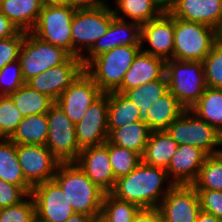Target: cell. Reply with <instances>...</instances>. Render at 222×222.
<instances>
[{
  "instance_id": "obj_36",
  "label": "cell",
  "mask_w": 222,
  "mask_h": 222,
  "mask_svg": "<svg viewBox=\"0 0 222 222\" xmlns=\"http://www.w3.org/2000/svg\"><path fill=\"white\" fill-rule=\"evenodd\" d=\"M195 189L222 191V165L209 155L201 166L198 176L191 184Z\"/></svg>"
},
{
  "instance_id": "obj_34",
  "label": "cell",
  "mask_w": 222,
  "mask_h": 222,
  "mask_svg": "<svg viewBox=\"0 0 222 222\" xmlns=\"http://www.w3.org/2000/svg\"><path fill=\"white\" fill-rule=\"evenodd\" d=\"M139 209L137 204L117 199L110 193H105L99 222H133Z\"/></svg>"
},
{
  "instance_id": "obj_28",
  "label": "cell",
  "mask_w": 222,
  "mask_h": 222,
  "mask_svg": "<svg viewBox=\"0 0 222 222\" xmlns=\"http://www.w3.org/2000/svg\"><path fill=\"white\" fill-rule=\"evenodd\" d=\"M49 132L47 114L25 116L9 138L16 145H46Z\"/></svg>"
},
{
  "instance_id": "obj_5",
  "label": "cell",
  "mask_w": 222,
  "mask_h": 222,
  "mask_svg": "<svg viewBox=\"0 0 222 222\" xmlns=\"http://www.w3.org/2000/svg\"><path fill=\"white\" fill-rule=\"evenodd\" d=\"M165 76L169 92L186 110L192 108L207 88L203 62L167 60Z\"/></svg>"
},
{
  "instance_id": "obj_39",
  "label": "cell",
  "mask_w": 222,
  "mask_h": 222,
  "mask_svg": "<svg viewBox=\"0 0 222 222\" xmlns=\"http://www.w3.org/2000/svg\"><path fill=\"white\" fill-rule=\"evenodd\" d=\"M35 219L36 205L31 194L19 204L0 209V222H33Z\"/></svg>"
},
{
  "instance_id": "obj_35",
  "label": "cell",
  "mask_w": 222,
  "mask_h": 222,
  "mask_svg": "<svg viewBox=\"0 0 222 222\" xmlns=\"http://www.w3.org/2000/svg\"><path fill=\"white\" fill-rule=\"evenodd\" d=\"M109 156L115 179L128 175L141 162V156L135 151L116 146L110 142Z\"/></svg>"
},
{
  "instance_id": "obj_26",
  "label": "cell",
  "mask_w": 222,
  "mask_h": 222,
  "mask_svg": "<svg viewBox=\"0 0 222 222\" xmlns=\"http://www.w3.org/2000/svg\"><path fill=\"white\" fill-rule=\"evenodd\" d=\"M0 179L20 186L28 195L32 192L18 162L17 145L10 139L0 138Z\"/></svg>"
},
{
  "instance_id": "obj_44",
  "label": "cell",
  "mask_w": 222,
  "mask_h": 222,
  "mask_svg": "<svg viewBox=\"0 0 222 222\" xmlns=\"http://www.w3.org/2000/svg\"><path fill=\"white\" fill-rule=\"evenodd\" d=\"M133 222H162L161 213L158 208H140Z\"/></svg>"
},
{
  "instance_id": "obj_42",
  "label": "cell",
  "mask_w": 222,
  "mask_h": 222,
  "mask_svg": "<svg viewBox=\"0 0 222 222\" xmlns=\"http://www.w3.org/2000/svg\"><path fill=\"white\" fill-rule=\"evenodd\" d=\"M202 211L222 220V191L196 189Z\"/></svg>"
},
{
  "instance_id": "obj_3",
  "label": "cell",
  "mask_w": 222,
  "mask_h": 222,
  "mask_svg": "<svg viewBox=\"0 0 222 222\" xmlns=\"http://www.w3.org/2000/svg\"><path fill=\"white\" fill-rule=\"evenodd\" d=\"M141 46H118L91 59L84 71L103 93L115 91L133 63Z\"/></svg>"
},
{
  "instance_id": "obj_17",
  "label": "cell",
  "mask_w": 222,
  "mask_h": 222,
  "mask_svg": "<svg viewBox=\"0 0 222 222\" xmlns=\"http://www.w3.org/2000/svg\"><path fill=\"white\" fill-rule=\"evenodd\" d=\"M141 50L165 61L173 59L174 17L170 13L141 25Z\"/></svg>"
},
{
  "instance_id": "obj_23",
  "label": "cell",
  "mask_w": 222,
  "mask_h": 222,
  "mask_svg": "<svg viewBox=\"0 0 222 222\" xmlns=\"http://www.w3.org/2000/svg\"><path fill=\"white\" fill-rule=\"evenodd\" d=\"M42 8V0H0V12L24 32H31Z\"/></svg>"
},
{
  "instance_id": "obj_9",
  "label": "cell",
  "mask_w": 222,
  "mask_h": 222,
  "mask_svg": "<svg viewBox=\"0 0 222 222\" xmlns=\"http://www.w3.org/2000/svg\"><path fill=\"white\" fill-rule=\"evenodd\" d=\"M75 11L70 6H43L31 33L73 56L71 24Z\"/></svg>"
},
{
  "instance_id": "obj_50",
  "label": "cell",
  "mask_w": 222,
  "mask_h": 222,
  "mask_svg": "<svg viewBox=\"0 0 222 222\" xmlns=\"http://www.w3.org/2000/svg\"><path fill=\"white\" fill-rule=\"evenodd\" d=\"M43 6H70V0H42Z\"/></svg>"
},
{
  "instance_id": "obj_37",
  "label": "cell",
  "mask_w": 222,
  "mask_h": 222,
  "mask_svg": "<svg viewBox=\"0 0 222 222\" xmlns=\"http://www.w3.org/2000/svg\"><path fill=\"white\" fill-rule=\"evenodd\" d=\"M23 118L11 97L0 95V138L9 139Z\"/></svg>"
},
{
  "instance_id": "obj_2",
  "label": "cell",
  "mask_w": 222,
  "mask_h": 222,
  "mask_svg": "<svg viewBox=\"0 0 222 222\" xmlns=\"http://www.w3.org/2000/svg\"><path fill=\"white\" fill-rule=\"evenodd\" d=\"M53 180L60 186L75 213L100 217L105 191L75 162L60 163Z\"/></svg>"
},
{
  "instance_id": "obj_25",
  "label": "cell",
  "mask_w": 222,
  "mask_h": 222,
  "mask_svg": "<svg viewBox=\"0 0 222 222\" xmlns=\"http://www.w3.org/2000/svg\"><path fill=\"white\" fill-rule=\"evenodd\" d=\"M185 110L178 100L168 91L151 105L148 109L147 117L143 121L151 131H163Z\"/></svg>"
},
{
  "instance_id": "obj_10",
  "label": "cell",
  "mask_w": 222,
  "mask_h": 222,
  "mask_svg": "<svg viewBox=\"0 0 222 222\" xmlns=\"http://www.w3.org/2000/svg\"><path fill=\"white\" fill-rule=\"evenodd\" d=\"M46 114L49 124L46 147L61 163L75 162L81 151L75 124L56 102Z\"/></svg>"
},
{
  "instance_id": "obj_49",
  "label": "cell",
  "mask_w": 222,
  "mask_h": 222,
  "mask_svg": "<svg viewBox=\"0 0 222 222\" xmlns=\"http://www.w3.org/2000/svg\"><path fill=\"white\" fill-rule=\"evenodd\" d=\"M196 222H222V220L216 218L214 215L200 211V213L197 216Z\"/></svg>"
},
{
  "instance_id": "obj_4",
  "label": "cell",
  "mask_w": 222,
  "mask_h": 222,
  "mask_svg": "<svg viewBox=\"0 0 222 222\" xmlns=\"http://www.w3.org/2000/svg\"><path fill=\"white\" fill-rule=\"evenodd\" d=\"M219 40V32L205 24L174 17L173 59L202 62Z\"/></svg>"
},
{
  "instance_id": "obj_30",
  "label": "cell",
  "mask_w": 222,
  "mask_h": 222,
  "mask_svg": "<svg viewBox=\"0 0 222 222\" xmlns=\"http://www.w3.org/2000/svg\"><path fill=\"white\" fill-rule=\"evenodd\" d=\"M114 16L143 25L158 18L162 12L151 0H113Z\"/></svg>"
},
{
  "instance_id": "obj_32",
  "label": "cell",
  "mask_w": 222,
  "mask_h": 222,
  "mask_svg": "<svg viewBox=\"0 0 222 222\" xmlns=\"http://www.w3.org/2000/svg\"><path fill=\"white\" fill-rule=\"evenodd\" d=\"M190 111L222 135V89L207 87Z\"/></svg>"
},
{
  "instance_id": "obj_40",
  "label": "cell",
  "mask_w": 222,
  "mask_h": 222,
  "mask_svg": "<svg viewBox=\"0 0 222 222\" xmlns=\"http://www.w3.org/2000/svg\"><path fill=\"white\" fill-rule=\"evenodd\" d=\"M25 84L19 60L8 63L0 70V95L9 96Z\"/></svg>"
},
{
  "instance_id": "obj_38",
  "label": "cell",
  "mask_w": 222,
  "mask_h": 222,
  "mask_svg": "<svg viewBox=\"0 0 222 222\" xmlns=\"http://www.w3.org/2000/svg\"><path fill=\"white\" fill-rule=\"evenodd\" d=\"M202 62L207 87L222 89V40L212 46Z\"/></svg>"
},
{
  "instance_id": "obj_18",
  "label": "cell",
  "mask_w": 222,
  "mask_h": 222,
  "mask_svg": "<svg viewBox=\"0 0 222 222\" xmlns=\"http://www.w3.org/2000/svg\"><path fill=\"white\" fill-rule=\"evenodd\" d=\"M75 163L106 193L113 189L116 179L110 164L109 141L81 149Z\"/></svg>"
},
{
  "instance_id": "obj_16",
  "label": "cell",
  "mask_w": 222,
  "mask_h": 222,
  "mask_svg": "<svg viewBox=\"0 0 222 222\" xmlns=\"http://www.w3.org/2000/svg\"><path fill=\"white\" fill-rule=\"evenodd\" d=\"M83 70L81 58L71 56L65 63L28 80L26 85L56 101Z\"/></svg>"
},
{
  "instance_id": "obj_1",
  "label": "cell",
  "mask_w": 222,
  "mask_h": 222,
  "mask_svg": "<svg viewBox=\"0 0 222 222\" xmlns=\"http://www.w3.org/2000/svg\"><path fill=\"white\" fill-rule=\"evenodd\" d=\"M173 186L166 169L141 161L128 175L116 179L109 193L117 199L137 204L140 208H158Z\"/></svg>"
},
{
  "instance_id": "obj_43",
  "label": "cell",
  "mask_w": 222,
  "mask_h": 222,
  "mask_svg": "<svg viewBox=\"0 0 222 222\" xmlns=\"http://www.w3.org/2000/svg\"><path fill=\"white\" fill-rule=\"evenodd\" d=\"M28 194L20 187L0 179V209L19 204Z\"/></svg>"
},
{
  "instance_id": "obj_12",
  "label": "cell",
  "mask_w": 222,
  "mask_h": 222,
  "mask_svg": "<svg viewBox=\"0 0 222 222\" xmlns=\"http://www.w3.org/2000/svg\"><path fill=\"white\" fill-rule=\"evenodd\" d=\"M36 218L41 222H65L75 213L60 186L52 179L32 188Z\"/></svg>"
},
{
  "instance_id": "obj_27",
  "label": "cell",
  "mask_w": 222,
  "mask_h": 222,
  "mask_svg": "<svg viewBox=\"0 0 222 222\" xmlns=\"http://www.w3.org/2000/svg\"><path fill=\"white\" fill-rule=\"evenodd\" d=\"M139 109L123 93L108 92V131L141 121Z\"/></svg>"
},
{
  "instance_id": "obj_33",
  "label": "cell",
  "mask_w": 222,
  "mask_h": 222,
  "mask_svg": "<svg viewBox=\"0 0 222 222\" xmlns=\"http://www.w3.org/2000/svg\"><path fill=\"white\" fill-rule=\"evenodd\" d=\"M22 116L46 114L55 103L49 96L23 85L9 95Z\"/></svg>"
},
{
  "instance_id": "obj_21",
  "label": "cell",
  "mask_w": 222,
  "mask_h": 222,
  "mask_svg": "<svg viewBox=\"0 0 222 222\" xmlns=\"http://www.w3.org/2000/svg\"><path fill=\"white\" fill-rule=\"evenodd\" d=\"M170 14L186 21L222 28V0H178Z\"/></svg>"
},
{
  "instance_id": "obj_14",
  "label": "cell",
  "mask_w": 222,
  "mask_h": 222,
  "mask_svg": "<svg viewBox=\"0 0 222 222\" xmlns=\"http://www.w3.org/2000/svg\"><path fill=\"white\" fill-rule=\"evenodd\" d=\"M102 94L94 80L83 70L55 102L76 124Z\"/></svg>"
},
{
  "instance_id": "obj_20",
  "label": "cell",
  "mask_w": 222,
  "mask_h": 222,
  "mask_svg": "<svg viewBox=\"0 0 222 222\" xmlns=\"http://www.w3.org/2000/svg\"><path fill=\"white\" fill-rule=\"evenodd\" d=\"M209 155L193 145H178L166 168L169 179L174 185H191Z\"/></svg>"
},
{
  "instance_id": "obj_15",
  "label": "cell",
  "mask_w": 222,
  "mask_h": 222,
  "mask_svg": "<svg viewBox=\"0 0 222 222\" xmlns=\"http://www.w3.org/2000/svg\"><path fill=\"white\" fill-rule=\"evenodd\" d=\"M162 222H196L201 211L196 189L192 185H174L158 207Z\"/></svg>"
},
{
  "instance_id": "obj_13",
  "label": "cell",
  "mask_w": 222,
  "mask_h": 222,
  "mask_svg": "<svg viewBox=\"0 0 222 222\" xmlns=\"http://www.w3.org/2000/svg\"><path fill=\"white\" fill-rule=\"evenodd\" d=\"M75 130L81 149L108 141V93H103L91 104L86 114L75 124Z\"/></svg>"
},
{
  "instance_id": "obj_29",
  "label": "cell",
  "mask_w": 222,
  "mask_h": 222,
  "mask_svg": "<svg viewBox=\"0 0 222 222\" xmlns=\"http://www.w3.org/2000/svg\"><path fill=\"white\" fill-rule=\"evenodd\" d=\"M151 130L143 121H136L119 129H114L108 141L116 146L130 149L143 155Z\"/></svg>"
},
{
  "instance_id": "obj_24",
  "label": "cell",
  "mask_w": 222,
  "mask_h": 222,
  "mask_svg": "<svg viewBox=\"0 0 222 222\" xmlns=\"http://www.w3.org/2000/svg\"><path fill=\"white\" fill-rule=\"evenodd\" d=\"M178 144L163 131H151L141 161L150 166L166 169Z\"/></svg>"
},
{
  "instance_id": "obj_48",
  "label": "cell",
  "mask_w": 222,
  "mask_h": 222,
  "mask_svg": "<svg viewBox=\"0 0 222 222\" xmlns=\"http://www.w3.org/2000/svg\"><path fill=\"white\" fill-rule=\"evenodd\" d=\"M65 222H99V217L74 213Z\"/></svg>"
},
{
  "instance_id": "obj_47",
  "label": "cell",
  "mask_w": 222,
  "mask_h": 222,
  "mask_svg": "<svg viewBox=\"0 0 222 222\" xmlns=\"http://www.w3.org/2000/svg\"><path fill=\"white\" fill-rule=\"evenodd\" d=\"M162 13H170L178 0H151Z\"/></svg>"
},
{
  "instance_id": "obj_31",
  "label": "cell",
  "mask_w": 222,
  "mask_h": 222,
  "mask_svg": "<svg viewBox=\"0 0 222 222\" xmlns=\"http://www.w3.org/2000/svg\"><path fill=\"white\" fill-rule=\"evenodd\" d=\"M168 91L167 78L164 76L161 79L128 89L123 94L139 109V116L144 120L151 105Z\"/></svg>"
},
{
  "instance_id": "obj_52",
  "label": "cell",
  "mask_w": 222,
  "mask_h": 222,
  "mask_svg": "<svg viewBox=\"0 0 222 222\" xmlns=\"http://www.w3.org/2000/svg\"><path fill=\"white\" fill-rule=\"evenodd\" d=\"M219 39L222 40V28L219 31Z\"/></svg>"
},
{
  "instance_id": "obj_11",
  "label": "cell",
  "mask_w": 222,
  "mask_h": 222,
  "mask_svg": "<svg viewBox=\"0 0 222 222\" xmlns=\"http://www.w3.org/2000/svg\"><path fill=\"white\" fill-rule=\"evenodd\" d=\"M17 157L24 178L32 188L52 180L61 163L46 145H17Z\"/></svg>"
},
{
  "instance_id": "obj_7",
  "label": "cell",
  "mask_w": 222,
  "mask_h": 222,
  "mask_svg": "<svg viewBox=\"0 0 222 222\" xmlns=\"http://www.w3.org/2000/svg\"><path fill=\"white\" fill-rule=\"evenodd\" d=\"M70 57L63 48L45 42L31 32H25L18 60L27 82L50 68L65 63Z\"/></svg>"
},
{
  "instance_id": "obj_19",
  "label": "cell",
  "mask_w": 222,
  "mask_h": 222,
  "mask_svg": "<svg viewBox=\"0 0 222 222\" xmlns=\"http://www.w3.org/2000/svg\"><path fill=\"white\" fill-rule=\"evenodd\" d=\"M141 46V25L114 17L108 31L81 58L83 66L99 54L118 46Z\"/></svg>"
},
{
  "instance_id": "obj_41",
  "label": "cell",
  "mask_w": 222,
  "mask_h": 222,
  "mask_svg": "<svg viewBox=\"0 0 222 222\" xmlns=\"http://www.w3.org/2000/svg\"><path fill=\"white\" fill-rule=\"evenodd\" d=\"M25 38V32L0 40V70L8 63L19 58V51Z\"/></svg>"
},
{
  "instance_id": "obj_8",
  "label": "cell",
  "mask_w": 222,
  "mask_h": 222,
  "mask_svg": "<svg viewBox=\"0 0 222 222\" xmlns=\"http://www.w3.org/2000/svg\"><path fill=\"white\" fill-rule=\"evenodd\" d=\"M166 132L178 145H193L208 155H213L222 143V135L190 110H185Z\"/></svg>"
},
{
  "instance_id": "obj_45",
  "label": "cell",
  "mask_w": 222,
  "mask_h": 222,
  "mask_svg": "<svg viewBox=\"0 0 222 222\" xmlns=\"http://www.w3.org/2000/svg\"><path fill=\"white\" fill-rule=\"evenodd\" d=\"M20 30L3 13L0 12V40L15 36Z\"/></svg>"
},
{
  "instance_id": "obj_51",
  "label": "cell",
  "mask_w": 222,
  "mask_h": 222,
  "mask_svg": "<svg viewBox=\"0 0 222 222\" xmlns=\"http://www.w3.org/2000/svg\"><path fill=\"white\" fill-rule=\"evenodd\" d=\"M222 143L219 148L213 153V156L221 163L222 165ZM221 148V149H220Z\"/></svg>"
},
{
  "instance_id": "obj_22",
  "label": "cell",
  "mask_w": 222,
  "mask_h": 222,
  "mask_svg": "<svg viewBox=\"0 0 222 222\" xmlns=\"http://www.w3.org/2000/svg\"><path fill=\"white\" fill-rule=\"evenodd\" d=\"M165 64L166 61L162 58L140 50L126 72L122 84L115 91L124 93L128 89L163 78L165 76Z\"/></svg>"
},
{
  "instance_id": "obj_46",
  "label": "cell",
  "mask_w": 222,
  "mask_h": 222,
  "mask_svg": "<svg viewBox=\"0 0 222 222\" xmlns=\"http://www.w3.org/2000/svg\"><path fill=\"white\" fill-rule=\"evenodd\" d=\"M108 3V0H70V7L75 10L95 9Z\"/></svg>"
},
{
  "instance_id": "obj_53",
  "label": "cell",
  "mask_w": 222,
  "mask_h": 222,
  "mask_svg": "<svg viewBox=\"0 0 222 222\" xmlns=\"http://www.w3.org/2000/svg\"><path fill=\"white\" fill-rule=\"evenodd\" d=\"M33 222H41V221H39V220L36 218Z\"/></svg>"
},
{
  "instance_id": "obj_6",
  "label": "cell",
  "mask_w": 222,
  "mask_h": 222,
  "mask_svg": "<svg viewBox=\"0 0 222 222\" xmlns=\"http://www.w3.org/2000/svg\"><path fill=\"white\" fill-rule=\"evenodd\" d=\"M109 5L107 3L99 8L75 11L71 24L74 57L82 58L108 31L115 17Z\"/></svg>"
}]
</instances>
